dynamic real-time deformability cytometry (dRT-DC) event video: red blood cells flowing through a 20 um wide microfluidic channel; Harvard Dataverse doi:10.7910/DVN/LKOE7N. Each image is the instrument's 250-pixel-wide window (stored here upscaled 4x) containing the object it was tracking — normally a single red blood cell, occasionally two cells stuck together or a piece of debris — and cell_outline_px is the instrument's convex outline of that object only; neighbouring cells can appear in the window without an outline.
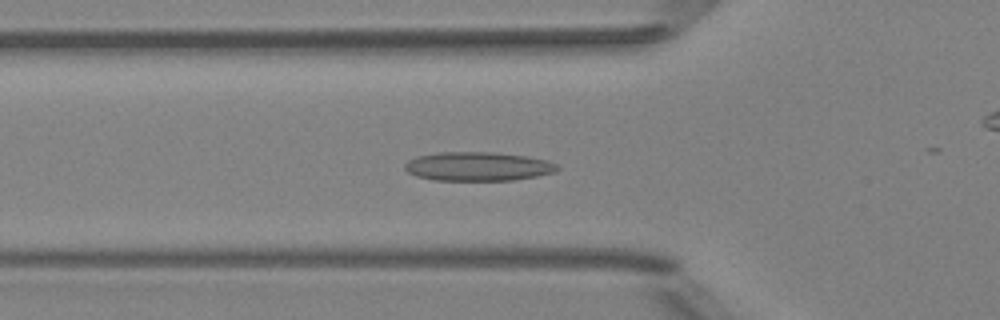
{"species": "Egyptian fruit bat (a non-hibernating species)", "species_latin": "Rousettus aegyptiacus", "temperature_condition": "room temperature", "stored_images_in_passage": 44, "camera_frame_rate_fps": 3000, "um_per_image_px": 0.085, "animal": {"sex": "female"}, "frame": {"image": 1, "passage_image": 17, "time_ms": 5.333, "image_size_px": [1000, 320], "cell_outline_px": [[560, 168], [552, 172], [536, 176], [512, 180], [436, 180], [416, 176], [408, 172], [404, 168], [404, 164], [408, 160], [416, 156], [436, 152], [496, 152], [528, 156], [548, 160], [556, 164]], "centroid_in_image_um": [40.6, 14.13], "position_along_channel_um": 85.2, "area_um2": 25.78}}
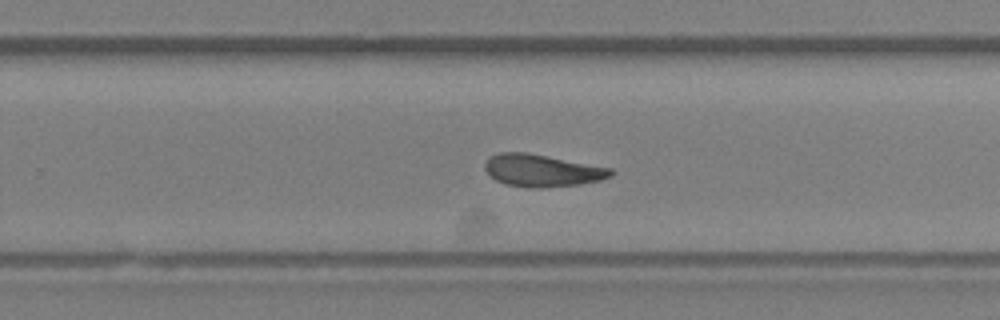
{"frame": {"image": 2, "passage_image": 32, "time_ms": 10.333, "image_size_px": [1000, 320], "cell_outline_px": [[612, 176], [600, 180], [580, 184], [544, 188], [528, 188], [508, 184], [496, 180], [484, 168], [484, 164], [488, 156], [500, 152], [528, 152], [612, 168]], "centroid_in_image_um": [46.07, 14.48], "position_along_channel_um": 283.7, "area_um2": 23.76}}
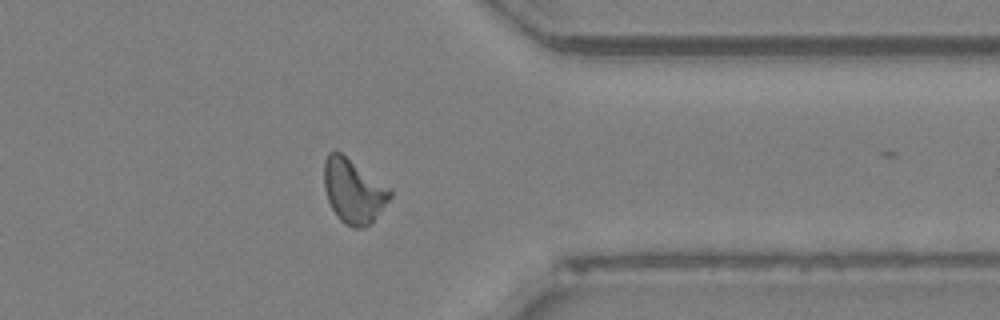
{"frame": {"image": 3, "passage_image": 40, "time_ms": 13.0, "image_size_px": [1000, 320], "cell_outline_px": [[392, 196], [376, 216], [364, 228], [352, 228], [344, 224], [336, 216], [328, 200], [324, 188], [324, 160], [328, 152], [340, 152], [392, 188]], "centroid_in_image_um": [30.04, 16.23], "position_along_channel_um": 381.4, "area_um2": 24.68}, "authors_computed_cell_mechanics": {"area_um2": 23.987, "velocity_mm_per_s": 3.9781, "shape_relaxation_time_tau1_ms": 10.977, "shape_relaxation_time_tau2_ms": 3.2382, "deformation_change_tau1": 0.2219, "deformation_change_tau2": 0.0778}}